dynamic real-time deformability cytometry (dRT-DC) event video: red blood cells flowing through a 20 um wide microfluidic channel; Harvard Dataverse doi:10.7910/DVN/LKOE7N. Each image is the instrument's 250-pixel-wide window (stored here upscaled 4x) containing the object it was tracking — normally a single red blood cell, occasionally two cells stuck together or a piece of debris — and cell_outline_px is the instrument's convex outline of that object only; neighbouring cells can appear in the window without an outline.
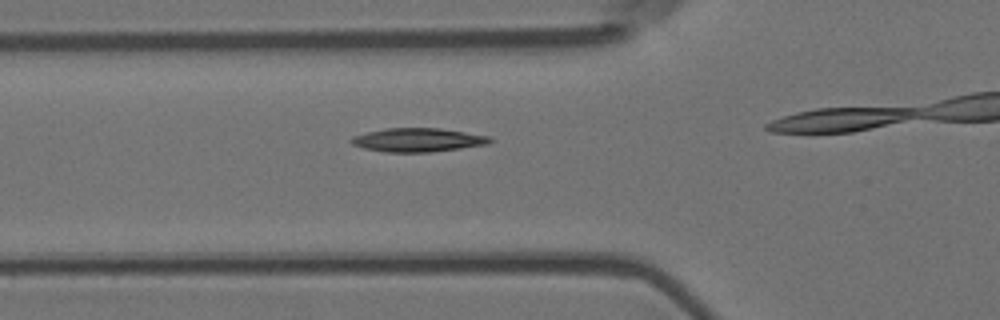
{"species": "Egyptian fruit bat (a non-hibernating species)", "species_latin": "Rousettus aegyptiacus", "temperature_condition": "room temperature", "stored_images_in_passage": 17, "camera_frame_rate_fps": 3000, "um_per_image_px": 0.085, "animal": {"sex": "female"}, "frame": {"image": 1, "passage_image": 10, "time_ms": 3.0, "image_size_px": [1000, 320], "cell_outline_px": [[492, 140], [488, 144], [432, 152], [388, 152], [364, 148], [352, 144], [348, 140], [352, 136], [368, 132], [388, 128], [440, 128], [492, 136]], "centroid_in_image_um": [35.53, 11.89], "position_along_channel_um": 90.3, "area_um2": 19.13}}